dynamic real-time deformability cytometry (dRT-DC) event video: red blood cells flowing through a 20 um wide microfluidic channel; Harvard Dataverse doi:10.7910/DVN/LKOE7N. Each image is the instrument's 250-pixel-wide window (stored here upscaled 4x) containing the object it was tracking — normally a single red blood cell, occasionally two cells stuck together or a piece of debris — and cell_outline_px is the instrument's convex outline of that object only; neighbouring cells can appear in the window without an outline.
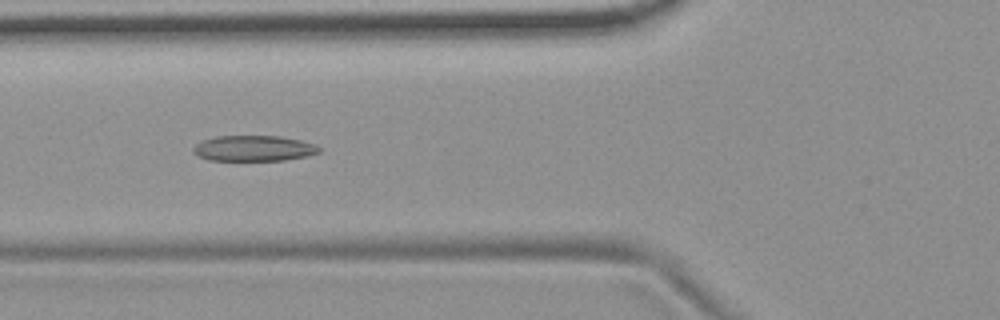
{"species": "common noctule bat (a hibernating species)", "species_latin": "Nyctalus noctula", "temperature_condition": "room temperature", "stored_images_in_passage": 14, "camera_frame_rate_fps": 3000, "um_per_image_px": 0.085, "animal": {"sex": "female", "body_mass_g": 19.9}, "frame": {"image": 1, "passage_image": 5, "time_ms": 5.667, "image_size_px": [1000, 320], "cell_outline_px": [[320, 152], [308, 156], [284, 160], [208, 160], [192, 152], [192, 148], [196, 144], [204, 140], [216, 136], [280, 136], [300, 140], [316, 144], [320, 148]], "centroid_in_image_um": [21.59, 12.61], "position_along_channel_um": 104.2, "area_um2": 18.79}}
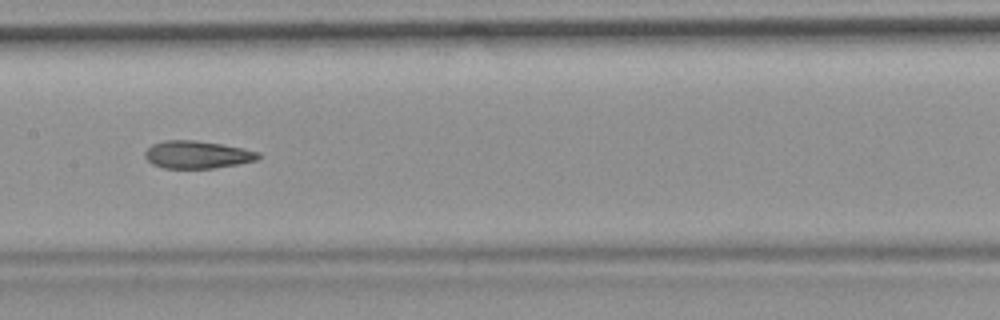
{"frame": {"image": 2, "passage_image": 7, "time_ms": 8.0, "image_size_px": [1000, 320], "cell_outline_px": [[260, 156], [256, 160], [216, 168], [164, 168], [152, 164], [144, 156], [144, 152], [152, 144], [164, 140], [196, 140], [244, 148], [260, 152]], "centroid_in_image_um": [16.74, 13.14], "position_along_channel_um": 190.7, "area_um2": 18.21}}
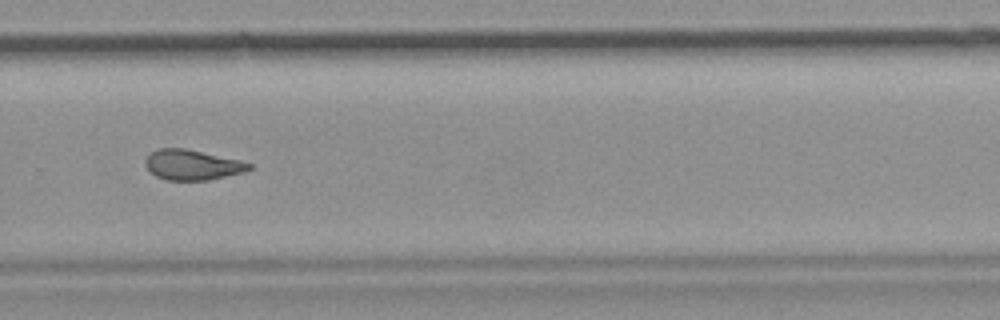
{"frame": {"image": 3, "passage_image": 10, "time_ms": 11.333, "image_size_px": [1000, 320], "cell_outline_px": [[252, 168], [244, 172], [208, 180], [168, 180], [156, 176], [144, 164], [144, 160], [152, 152], [160, 148], [184, 148], [240, 160], [252, 164]], "centroid_in_image_um": [16.35, 14.01], "position_along_channel_um": 313.4, "area_um2": 18.09}, "authors_computed_cell_mechanics": {"area_um2": 19.0451, "velocity_mm_per_s": 3.7047, "shape_relaxation_time_tau1_ms": null, "shape_relaxation_time_tau2_ms": 1.6834, "deformation_change_tau1": null, "deformation_change_tau2": 0.0853}}